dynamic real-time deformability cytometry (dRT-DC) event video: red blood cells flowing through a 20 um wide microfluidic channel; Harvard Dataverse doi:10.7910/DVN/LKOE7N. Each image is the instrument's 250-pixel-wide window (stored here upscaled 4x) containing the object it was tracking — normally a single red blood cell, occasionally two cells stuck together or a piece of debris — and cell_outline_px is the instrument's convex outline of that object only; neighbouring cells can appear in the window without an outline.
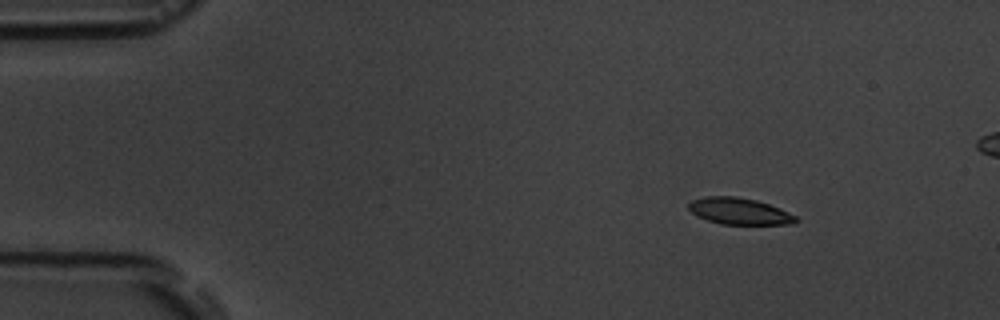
{"species": "common noctule bat (a hibernating species)", "species_latin": "Nyctalus noctula", "temperature_condition": "room temperature", "stored_images_in_passage": 5, "camera_frame_rate_fps": 3000, "um_per_image_px": 0.085, "animal": {"sex": "male", "body_mass_g": 19.5, "forearm_length_mm": 54.6}, "frame": {"image": 1, "passage_image": 2, "time_ms": 1.333, "image_size_px": [1000, 320], "cell_outline_px": [[800, 220], [796, 224], [720, 224], [696, 216], [688, 208], [688, 204], [692, 200], [704, 196], [736, 196], [756, 200], [780, 208], [796, 216]], "centroid_in_image_um": [62.85, 17.95], "position_along_channel_um": 22.1, "area_um2": 16.7}}